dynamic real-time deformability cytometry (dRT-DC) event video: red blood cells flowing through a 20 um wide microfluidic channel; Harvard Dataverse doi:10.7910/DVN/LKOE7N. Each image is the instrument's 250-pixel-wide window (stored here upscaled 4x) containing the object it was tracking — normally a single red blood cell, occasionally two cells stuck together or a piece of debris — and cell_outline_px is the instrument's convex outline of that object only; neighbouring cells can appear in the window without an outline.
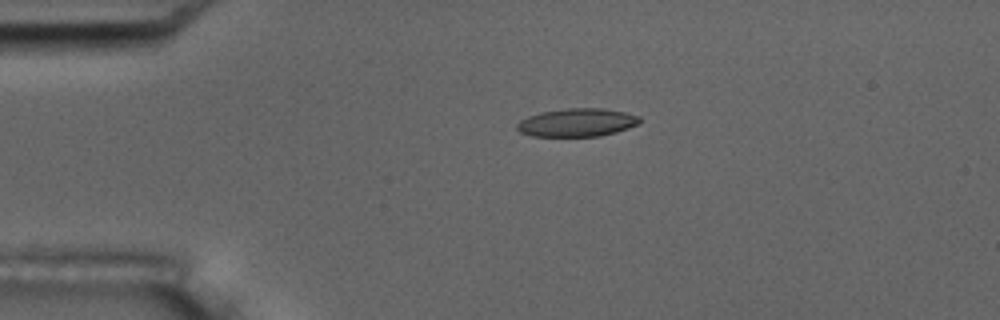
{"species": "common noctule bat (a hibernating species)", "species_latin": "Nyctalus noctula", "temperature_condition": "room temperature", "stored_images_in_passage": 4, "camera_frame_rate_fps": 3000, "um_per_image_px": 0.085, "animal": {"sex": "male", "body_mass_g": 17.5, "forearm_length_mm": 52.3}, "frame": {"image": 1, "passage_image": 3, "time_ms": 2.0, "image_size_px": [1000, 320], "cell_outline_px": [[640, 120], [636, 124], [628, 128], [616, 132], [600, 136], [532, 136], [520, 132], [516, 128], [516, 124], [520, 120], [528, 116], [540, 112], [568, 108], [604, 108], [624, 112], [640, 116]], "centroid_in_image_um": [49.02, 10.41], "position_along_channel_um": 36.0, "area_um2": 20.11}}